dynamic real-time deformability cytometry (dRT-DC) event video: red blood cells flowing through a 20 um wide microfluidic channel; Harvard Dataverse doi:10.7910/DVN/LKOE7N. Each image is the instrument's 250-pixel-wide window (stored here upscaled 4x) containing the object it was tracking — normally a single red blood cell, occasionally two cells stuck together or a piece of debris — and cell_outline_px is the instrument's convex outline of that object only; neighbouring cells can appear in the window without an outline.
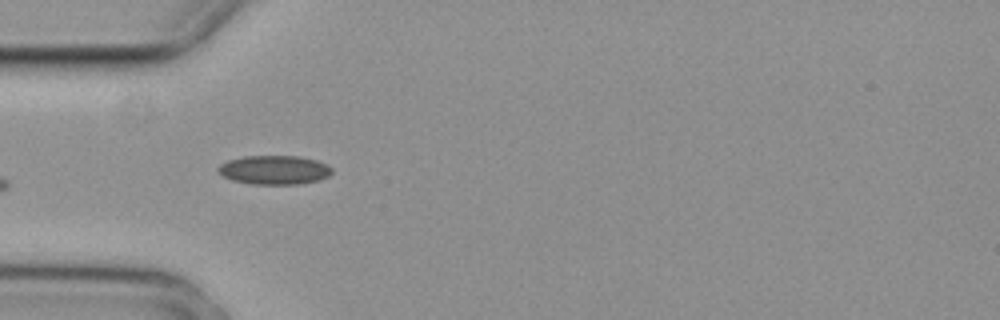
{"species": "common noctule bat (a hibernating species)", "species_latin": "Nyctalus noctula", "temperature_condition": "cold", "stored_images_in_passage": 9, "camera_frame_rate_fps": 3000, "um_per_image_px": 0.085, "animal": {"sex": "female", "body_mass_g": 29.2, "forearm_length_mm": 56.3}, "frame": {"image": 1, "passage_image": 4, "time_ms": 1.0, "image_size_px": [1000, 320], "cell_outline_px": [[332, 172], [328, 176], [316, 180], [300, 184], [252, 184], [232, 180], [224, 176], [216, 168], [220, 164], [228, 160], [244, 156], [300, 156], [316, 160], [328, 164], [332, 168]], "centroid_in_image_um": [23.32, 14.43], "position_along_channel_um": 61.7, "area_um2": 19.19}}
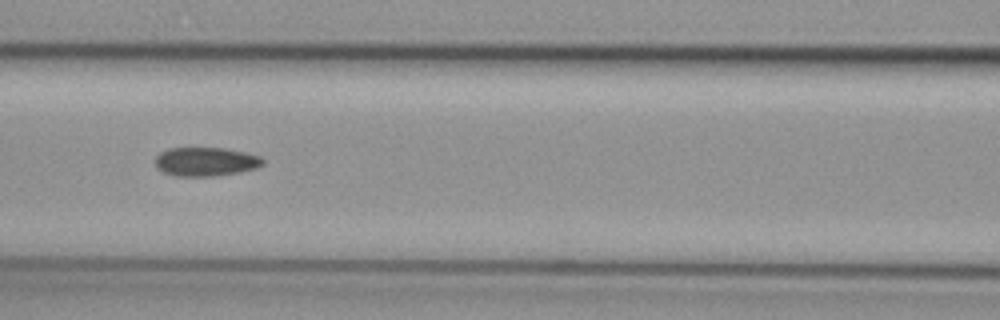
{"frame": {"image": 2, "passage_image": 6, "time_ms": 1.667, "image_size_px": [1000, 320], "cell_outline_px": [[264, 164], [256, 168], [236, 172], [212, 176], [176, 176], [164, 172], [156, 164], [156, 156], [160, 152], [168, 148], [224, 148], [244, 152], [260, 156], [264, 160]], "centroid_in_image_um": [17.49, 13.73], "position_along_channel_um": 149.1, "area_um2": 17.86}}
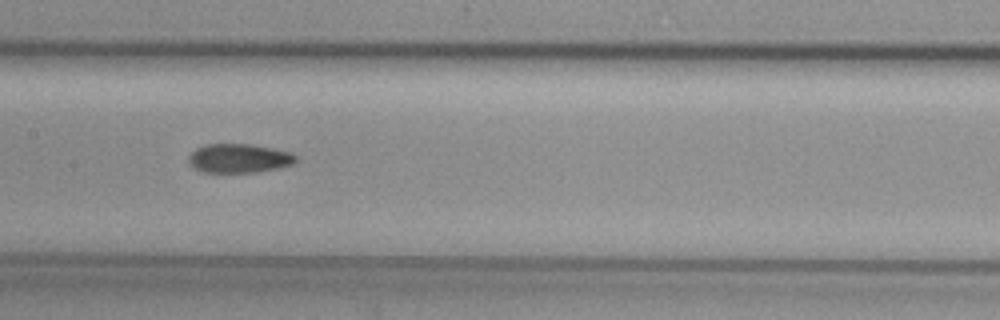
{"frame": {"image": 3, "passage_image": 7, "time_ms": 2.0, "image_size_px": [1000, 320], "cell_outline_px": [[296, 160], [292, 164], [276, 168], [256, 172], [200, 172], [192, 168], [188, 164], [188, 156], [196, 148], [204, 144], [252, 144], [288, 152], [296, 156]], "centroid_in_image_um": [20.22, 13.46], "position_along_channel_um": 187.2, "area_um2": 18.09}}